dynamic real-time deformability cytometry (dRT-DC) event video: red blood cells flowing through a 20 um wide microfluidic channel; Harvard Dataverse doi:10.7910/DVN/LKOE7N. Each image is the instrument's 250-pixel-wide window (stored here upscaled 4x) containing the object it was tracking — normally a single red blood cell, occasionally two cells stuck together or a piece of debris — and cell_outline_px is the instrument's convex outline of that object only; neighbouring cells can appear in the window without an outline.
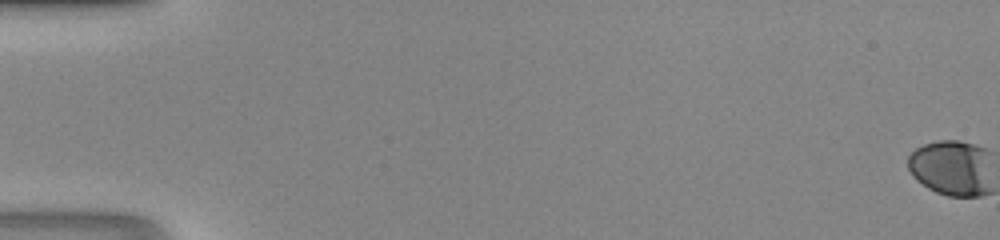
{"species": "human", "species_latin": "Homo sapiens", "temperature_condition": "room temperature", "stored_images_in_passage": 51, "camera_frame_rate_fps": 3000, "um_per_image_px": 0.085, "donor": {"sex": "male"}, "frame": {"image": 1, "passage_image": 1, "time_ms": 0.0, "image_size_px": [1000, 240], "cell_outline_px": [[984, 192], [976, 196], [952, 196], [940, 192], [924, 184], [912, 172], [908, 164], [908, 160], [912, 152], [928, 144], [968, 144], [976, 148]], "centroid_in_image_um": [80.61, 14.35], "position_along_channel_um": 4.4, "area_um2": 22.54}}
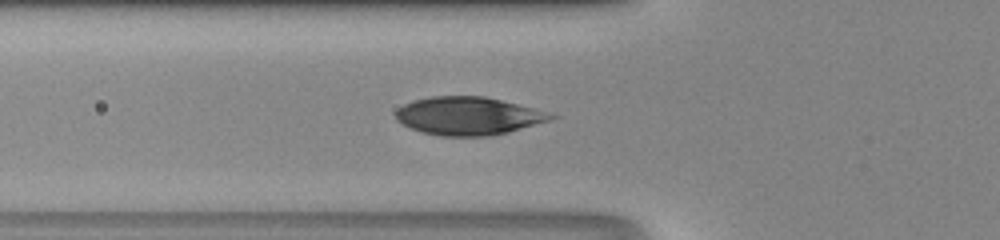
{"frame": {"image": 2, "passage_image": 21, "time_ms": 6.667, "image_size_px": [1000, 240], "cell_outline_px": [[540, 120], [516, 128], [500, 132], [428, 132], [416, 128], [400, 120], [396, 116], [396, 112], [400, 108], [408, 104], [420, 100], [444, 96], [476, 96], [496, 100], [508, 104]], "centroid_in_image_um": [39.37, 9.78], "position_along_channel_um": 86.4, "area_um2": 27.98}}
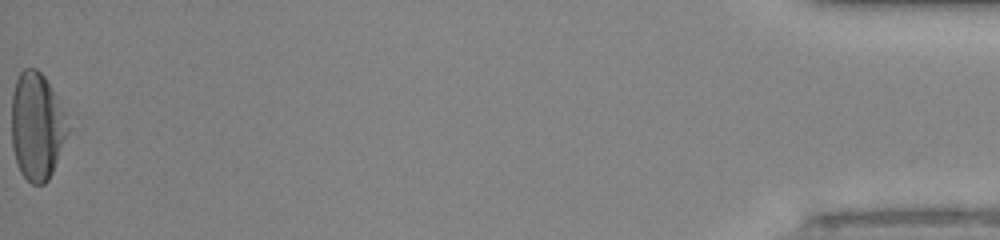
{"frame": {"image": 3, "passage_image": 51, "time_ms": 16.667, "image_size_px": [1000, 240], "cell_outline_px": [[56, 144], [52, 168], [48, 176], [40, 184], [36, 184], [28, 180], [24, 176], [20, 168], [16, 156], [12, 136], [12, 104], [16, 84], [20, 76], [36, 72], [44, 80], [48, 88]], "centroid_in_image_um": [2.82, 10.87], "position_along_channel_um": 432.4, "area_um2": 27.63}}